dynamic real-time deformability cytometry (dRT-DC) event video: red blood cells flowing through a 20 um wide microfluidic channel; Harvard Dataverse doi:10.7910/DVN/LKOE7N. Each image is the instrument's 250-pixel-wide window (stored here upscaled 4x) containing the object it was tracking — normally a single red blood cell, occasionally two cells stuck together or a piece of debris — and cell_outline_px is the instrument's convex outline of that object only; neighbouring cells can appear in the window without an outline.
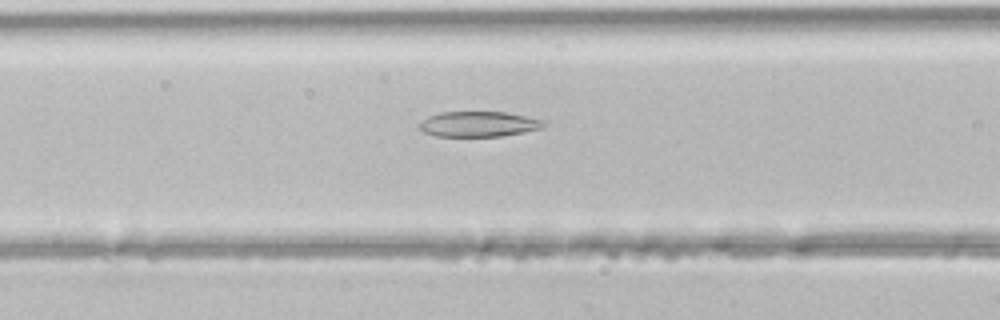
{"species": "common noctule bat (a hibernating species)", "species_latin": "Nyctalus noctula", "temperature_condition": "room temperature", "stored_images_in_passage": 40, "segment_of_instrument_passage": [1, 2], "camera_frame_rate_fps": 3000, "um_per_image_px": 0.085, "animal": {"sex": "male", "body_mass_g": 21.5, "forearm_length_mm": 52.0}, "frame": {"image": 1, "passage_image": 12, "time_ms": 3.667, "image_size_px": [1000, 320], "cell_outline_px": [[548, 120], [540, 128], [524, 132], [500, 136], [436, 136], [424, 132], [420, 128], [420, 124], [428, 116], [440, 112], [508, 112]], "centroid_in_image_um": [40.73, 10.53], "position_along_channel_um": 125.9, "area_um2": 18.32}}
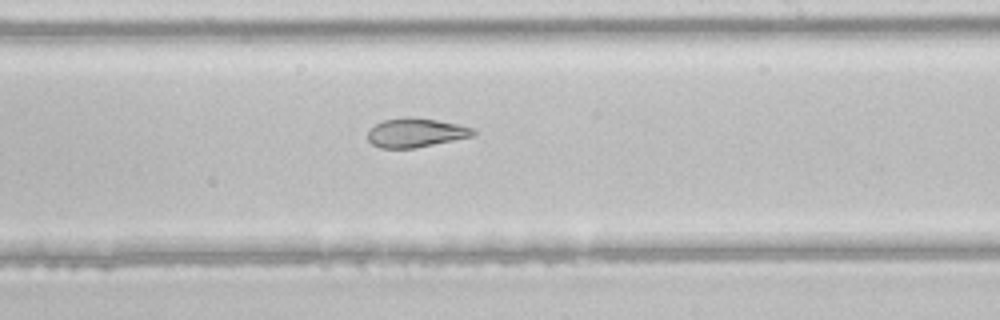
{"frame": {"image": 2, "passage_image": 21, "time_ms": 6.667, "image_size_px": [1000, 320], "cell_outline_px": [[476, 136], [416, 148], [380, 148], [372, 144], [368, 140], [368, 132], [376, 124], [384, 120], [404, 116], [408, 116], [436, 120], [476, 128]], "centroid_in_image_um": [35.38, 11.28], "position_along_channel_um": 253.6, "area_um2": 18.03}}
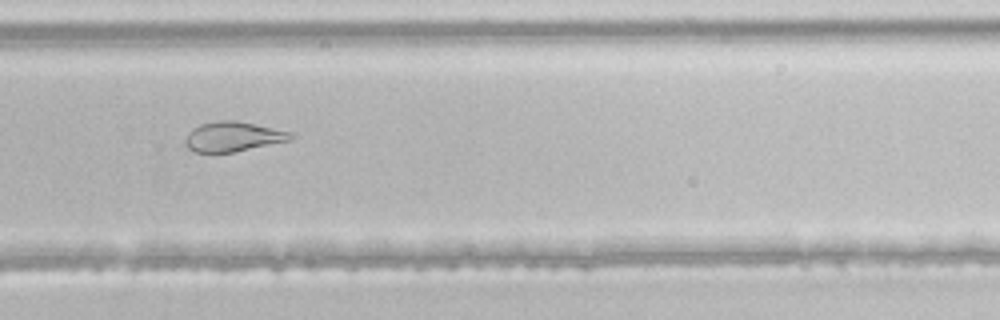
{"frame": {"image": 3, "passage_image": 25, "time_ms": 8.0, "image_size_px": [1000, 320], "cell_outline_px": [[292, 136], [288, 140], [232, 152], [196, 152], [188, 148], [184, 140], [188, 132], [192, 128], [200, 124], [220, 120], [236, 120], [292, 132]], "centroid_in_image_um": [19.74, 11.6], "position_along_channel_um": 310.1, "area_um2": 17.98}}